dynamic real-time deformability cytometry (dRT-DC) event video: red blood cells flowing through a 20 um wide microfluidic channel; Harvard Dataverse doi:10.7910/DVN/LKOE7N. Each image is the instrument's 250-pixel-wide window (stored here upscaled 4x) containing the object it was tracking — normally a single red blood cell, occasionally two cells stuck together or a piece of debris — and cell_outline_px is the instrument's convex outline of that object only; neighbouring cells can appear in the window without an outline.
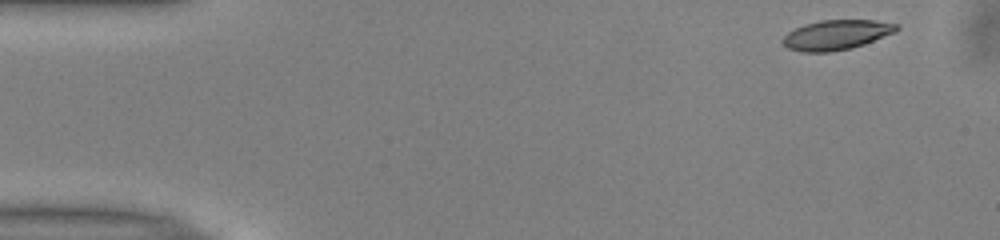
{"species": "common noctule bat (a hibernating species)", "species_latin": "Nyctalus noctula", "temperature_condition": "warm", "stored_images_in_passage": 38, "camera_frame_rate_fps": 3000, "um_per_image_px": 0.085, "animal": {"sex": "male", "body_mass_g": 13.0, "forearm_length_mm": 53.1}, "frame": {"image": 1, "passage_image": 1, "time_ms": 0.0, "image_size_px": [1000, 240], "cell_outline_px": [[900, 28], [896, 32], [864, 44], [852, 48], [828, 52], [800, 52], [788, 48], [780, 40], [788, 32], [804, 24], [820, 20], [876, 20], [900, 24]], "centroid_in_image_um": [71.11, 2.96], "position_along_channel_um": 13.9, "area_um2": 19.94}}
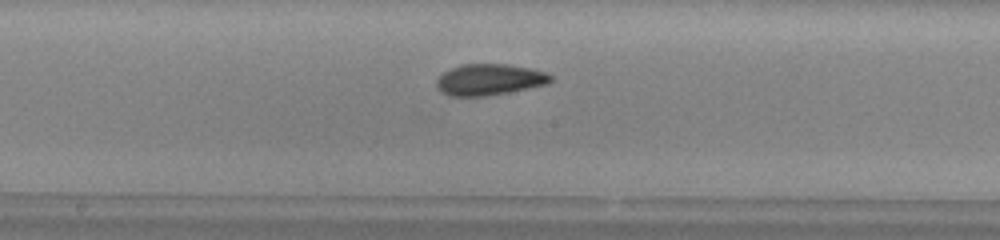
{"frame": {"image": 2, "passage_image": 24, "time_ms": 7.667, "image_size_px": [1000, 240], "cell_outline_px": [[552, 80], [548, 84], [508, 92], [484, 96], [448, 96], [440, 92], [436, 88], [436, 80], [444, 72], [460, 64], [508, 64], [532, 68], [548, 72], [552, 76]], "centroid_in_image_um": [41.6, 6.76], "position_along_channel_um": 206.6, "area_um2": 20.98}}
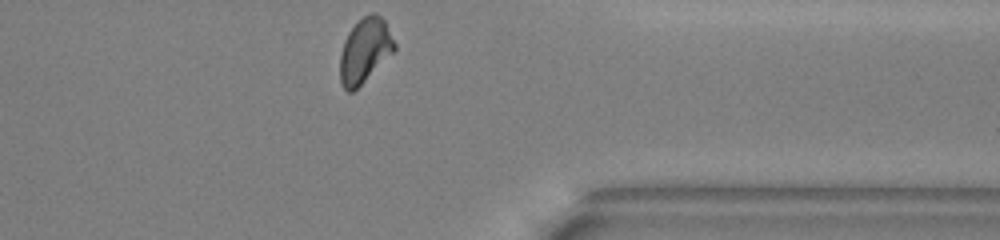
{"frame": {"image": 3, "passage_image": 38, "time_ms": 12.333, "image_size_px": [1000, 240], "cell_outline_px": [[396, 48], [352, 92], [348, 92], [344, 88], [340, 80], [340, 56], [344, 40], [348, 32], [364, 16], [372, 12], [376, 12], [384, 20], [396, 44]], "centroid_in_image_um": [30.99, 4.26], "position_along_channel_um": 380.4, "area_um2": 19.88}, "authors_computed_cell_mechanics": {"area_um2": 20.4901, "velocity_mm_per_s": 3.9731, "shape_relaxation_time_tau1_ms": 5.5981, "shape_relaxation_time_tau2_ms": 3.1036, "deformation_change_tau1": 0.1666, "deformation_change_tau2": 0.097}}